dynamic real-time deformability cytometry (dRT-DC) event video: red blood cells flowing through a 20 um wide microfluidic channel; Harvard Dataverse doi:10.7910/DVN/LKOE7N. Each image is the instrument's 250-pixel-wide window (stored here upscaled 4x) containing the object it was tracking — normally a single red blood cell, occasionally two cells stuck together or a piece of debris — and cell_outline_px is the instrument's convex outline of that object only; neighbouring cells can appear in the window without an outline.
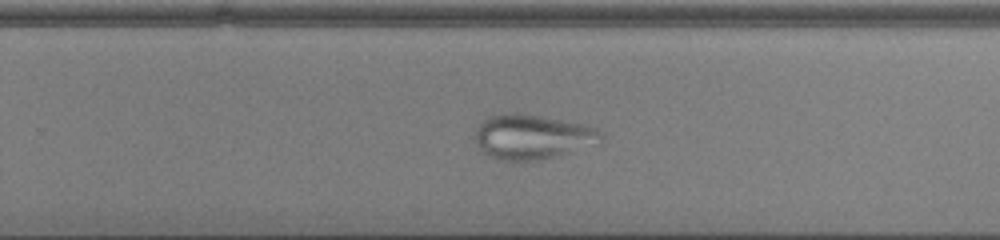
{"species": "common noctule bat (a hibernating species)", "species_latin": "Nyctalus noctula", "temperature_condition": "cold", "stored_images_in_passage": 41, "camera_frame_rate_fps": 3000, "um_per_image_px": 0.085, "animal": {"sex": "male", "body_mass_g": 13.0, "forearm_length_mm": 53.1}, "frame": {"image": 1, "passage_image": 24, "time_ms": 7.667, "image_size_px": [1000, 240], "cell_outline_px": [[604, 136], [596, 144], [560, 156], [540, 160], [496, 160], [488, 156], [480, 148], [476, 140], [476, 128], [488, 116], [504, 112], [516, 112], [540, 116], [580, 124], [596, 128], [604, 132]], "centroid_in_image_um": [45.25, 11.63], "position_along_channel_um": 284.5, "area_um2": 32.89}}
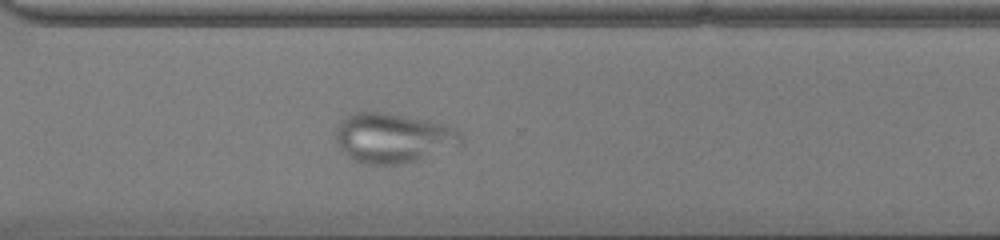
{"frame": {"image": 2, "passage_image": 28, "time_ms": 9.0, "image_size_px": [1000, 240], "cell_outline_px": [[464, 144], [404, 164], [364, 164], [348, 156], [340, 148], [336, 140], [336, 132], [340, 120], [356, 112], [380, 112], [404, 116], [424, 120], [456, 128], [464, 136]], "centroid_in_image_um": [33.43, 11.74], "position_along_channel_um": 337.2, "area_um2": 36.01}}